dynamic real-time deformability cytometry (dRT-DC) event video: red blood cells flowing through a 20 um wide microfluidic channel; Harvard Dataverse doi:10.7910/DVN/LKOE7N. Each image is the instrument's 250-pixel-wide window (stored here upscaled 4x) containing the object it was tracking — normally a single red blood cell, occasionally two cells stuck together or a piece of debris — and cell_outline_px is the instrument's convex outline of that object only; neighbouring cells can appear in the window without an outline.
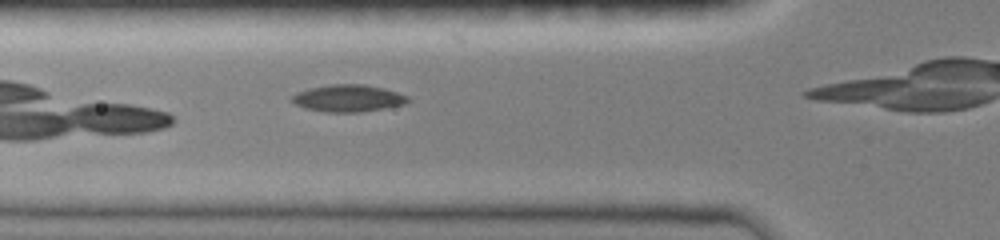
{"species": "common noctule bat (a hibernating species)", "species_latin": "Nyctalus noctula", "temperature_condition": "room temperature", "stored_images_in_passage": 23, "camera_frame_rate_fps": 3000, "um_per_image_px": 0.085, "animal": {"sex": "female", "body_mass_g": 19.0, "forearm_length_mm": 51.5}, "frame": {"image": 1, "passage_image": 3, "time_ms": 0.667, "image_size_px": [1000, 240], "cell_outline_px": [[408, 100], [404, 104], [384, 108], [360, 112], [324, 112], [304, 108], [296, 104], [292, 100], [292, 96], [296, 92], [308, 88], [328, 84], [364, 84], [384, 88], [408, 96]], "centroid_in_image_um": [29.55, 8.34], "position_along_channel_um": 96.2, "area_um2": 18.26}}
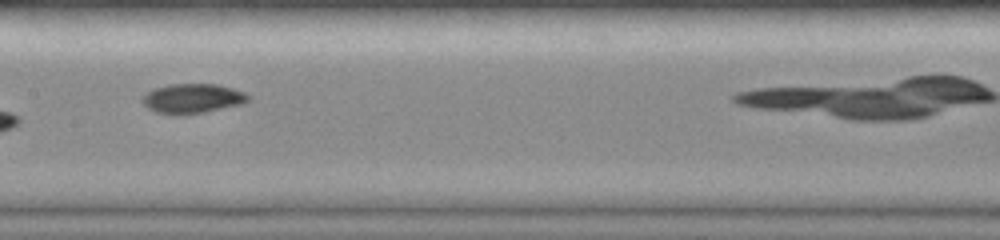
{"frame": {"image": 2, "passage_image": 9, "time_ms": 3.0, "image_size_px": [1000, 240], "cell_outline_px": [[248, 100], [240, 104], [204, 112], [184, 116], [176, 116], [156, 112], [148, 108], [140, 100], [148, 92], [156, 88], [168, 84], [216, 84], [232, 88], [244, 92], [248, 96]], "centroid_in_image_um": [16.31, 8.39], "position_along_channel_um": 191.1, "area_um2": 18.21}}
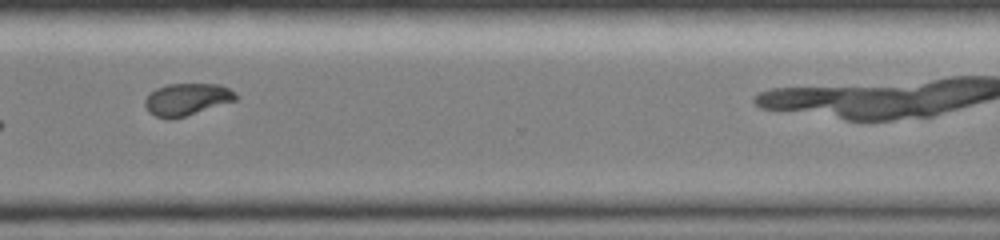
{"frame": {"image": 3, "passage_image": 20, "time_ms": 7.0, "image_size_px": [1000, 240], "cell_outline_px": [[236, 100], [184, 116], [168, 120], [156, 116], [148, 112], [144, 104], [144, 100], [156, 88], [168, 84], [220, 84], [236, 92]], "centroid_in_image_um": [15.86, 8.44], "position_along_channel_um": 354.7, "area_um2": 16.82}}